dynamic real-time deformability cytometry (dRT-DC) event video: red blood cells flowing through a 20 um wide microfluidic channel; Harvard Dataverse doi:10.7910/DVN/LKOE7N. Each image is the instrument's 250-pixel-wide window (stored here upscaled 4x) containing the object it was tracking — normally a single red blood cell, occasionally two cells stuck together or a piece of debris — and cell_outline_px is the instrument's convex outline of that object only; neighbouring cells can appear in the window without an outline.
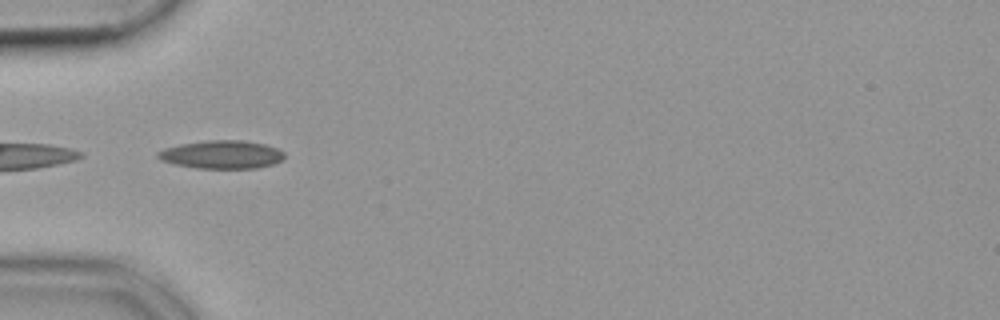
{"species": "common noctule bat (a hibernating species)", "species_latin": "Nyctalus noctula", "temperature_condition": "cold", "stored_images_in_passage": 35, "camera_frame_rate_fps": 3000, "um_per_image_px": 0.085, "animal": {"sex": "female", "body_mass_g": 19.9}, "frame": {"image": 1, "passage_image": 1, "time_ms": 0.0, "image_size_px": [1000, 320], "cell_outline_px": [[284, 160], [272, 164], [256, 168], [196, 168], [176, 164], [160, 160], [156, 156], [156, 152], [164, 148], [180, 144], [208, 140], [244, 140], [264, 144], [276, 148], [284, 152]], "centroid_in_image_um": [18.84, 13.13], "position_along_channel_um": 66.2, "area_um2": 20.81}}